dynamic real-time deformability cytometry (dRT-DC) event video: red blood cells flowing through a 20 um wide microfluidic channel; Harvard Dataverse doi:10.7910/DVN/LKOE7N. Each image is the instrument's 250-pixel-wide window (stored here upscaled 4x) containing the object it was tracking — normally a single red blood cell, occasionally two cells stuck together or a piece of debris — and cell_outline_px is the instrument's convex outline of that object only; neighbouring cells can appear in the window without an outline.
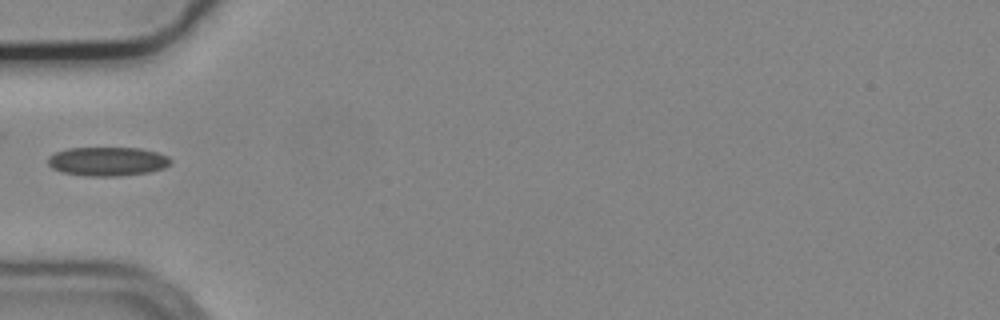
{"species": "common noctule bat (a hibernating species)", "species_latin": "Nyctalus noctula", "temperature_condition": "cold", "stored_images_in_passage": 37, "camera_frame_rate_fps": 3000, "um_per_image_px": 0.085, "animal": {"sex": "male", "body_mass_g": 19.2, "forearm_length_mm": 51.8}, "frame": {"image": 1, "passage_image": 1, "time_ms": 0.0, "image_size_px": [1000, 320], "cell_outline_px": [[172, 164], [164, 168], [148, 172], [120, 176], [84, 176], [60, 172], [52, 168], [48, 164], [48, 156], [56, 152], [68, 148], [140, 148], [156, 152], [168, 156], [172, 160]], "centroid_in_image_um": [9.14, 13.72], "position_along_channel_um": 75.9, "area_um2": 20.87}}
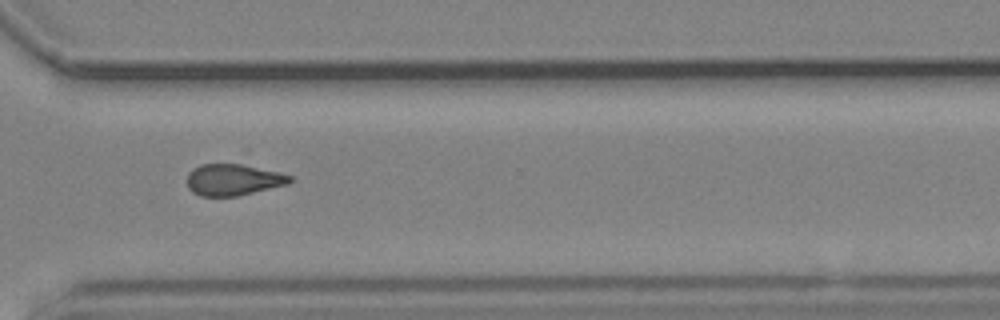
{"frame": {"image": 2, "passage_image": 23, "time_ms": 7.333, "image_size_px": [1000, 320], "cell_outline_px": [[292, 180], [288, 184], [236, 196], [200, 196], [192, 192], [188, 188], [188, 172], [192, 168], [200, 164], [248, 164], [280, 172], [292, 176]], "centroid_in_image_um": [19.82, 15.26], "position_along_channel_um": 350.8, "area_um2": 19.02}}
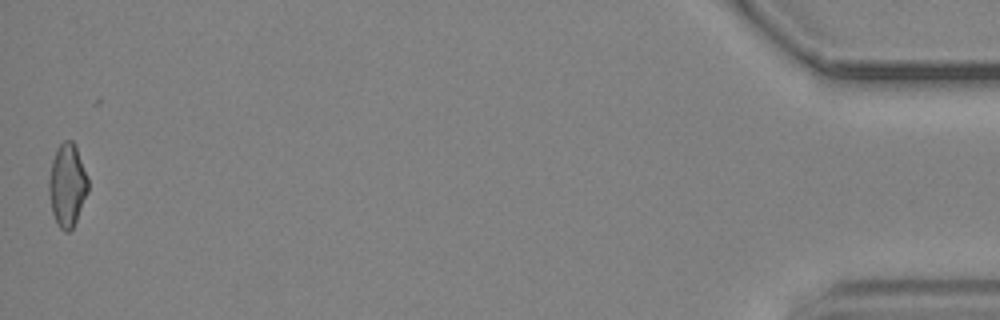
{"frame": {"image": 3, "passage_image": 37, "time_ms": 12.0, "image_size_px": [1000, 320], "cell_outline_px": [[88, 192], [76, 220], [72, 228], [68, 232], [64, 232], [60, 228], [52, 212], [48, 188], [48, 180], [52, 160], [56, 148], [64, 140], [72, 140], [76, 144], [88, 176]], "centroid_in_image_um": [5.72, 15.69], "position_along_channel_um": 429.5, "area_um2": 19.07}}